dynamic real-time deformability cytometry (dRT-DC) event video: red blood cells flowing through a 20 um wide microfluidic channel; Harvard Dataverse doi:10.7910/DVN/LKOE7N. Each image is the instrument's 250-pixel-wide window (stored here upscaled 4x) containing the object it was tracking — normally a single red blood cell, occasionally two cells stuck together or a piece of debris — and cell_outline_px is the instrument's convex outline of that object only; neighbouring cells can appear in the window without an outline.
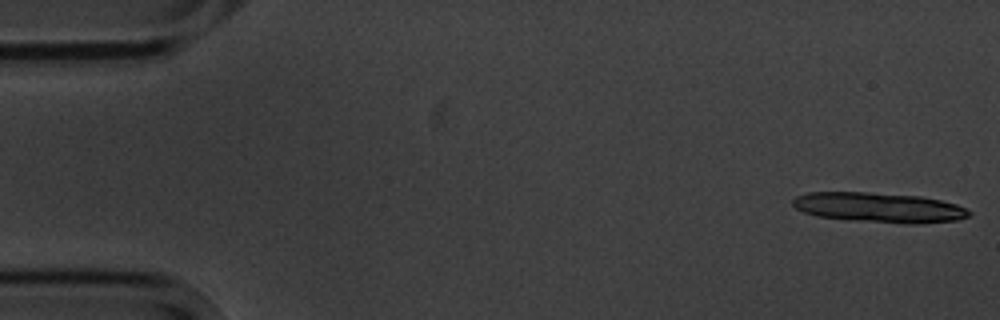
{"species": "common noctule bat (a hibernating species)", "species_latin": "Nyctalus noctula", "temperature_condition": "cold", "stored_images_in_passage": 8, "camera_frame_rate_fps": 3000, "um_per_image_px": 0.085, "animal": {"sex": "male", "body_mass_g": 20.1, "forearm_length_mm": 53.5}, "frame": {"image": 1, "passage_image": 1, "time_ms": 0.0, "image_size_px": [1000, 320], "cell_outline_px": [[972, 212], [968, 216], [960, 220], [916, 224], [912, 224], [816, 216], [804, 212], [796, 208], [792, 204], [792, 200], [796, 196], [808, 192], [868, 192], [920, 196], [940, 200], [956, 204]], "centroid_in_image_um": [74.74, 17.62], "position_along_channel_um": 10.3, "area_um2": 30.4}}
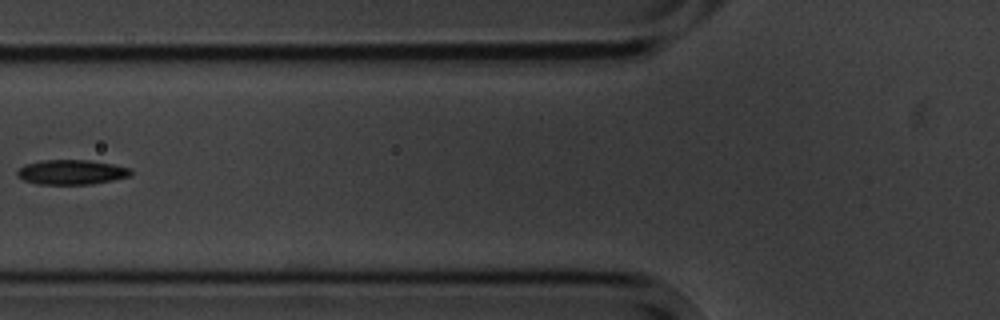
{"frame": {"image": 2, "passage_image": 7, "time_ms": 7.0, "image_size_px": [1000, 320], "cell_outline_px": [[132, 172], [128, 176], [112, 180], [92, 184], [36, 184], [24, 180], [16, 176], [16, 172], [24, 164], [40, 160], [88, 160], [112, 164], [132, 168]], "centroid_in_image_um": [6.04, 14.63], "position_along_channel_um": 119.8, "area_um2": 16.42}}
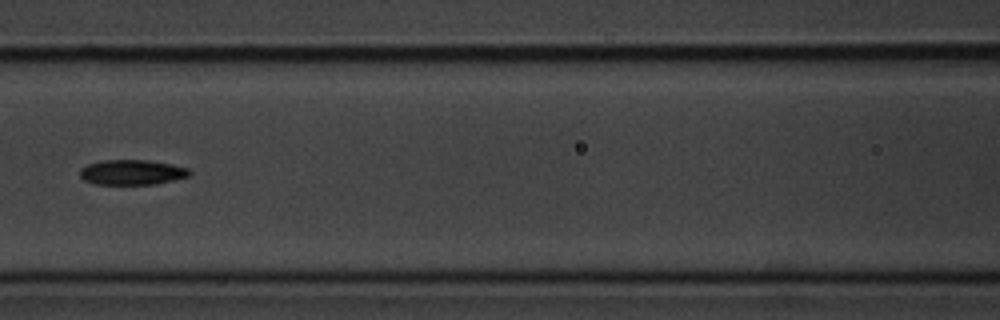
{"frame": {"image": 3, "passage_image": 8, "time_ms": 8.0, "image_size_px": [1000, 320], "cell_outline_px": [[192, 172], [188, 176], [156, 184], [96, 184], [84, 180], [80, 176], [80, 168], [88, 164], [104, 160], [148, 160], [188, 168]], "centroid_in_image_um": [11.19, 14.64], "position_along_channel_um": 155.4, "area_um2": 15.84}}